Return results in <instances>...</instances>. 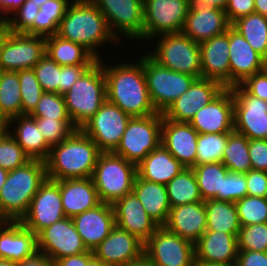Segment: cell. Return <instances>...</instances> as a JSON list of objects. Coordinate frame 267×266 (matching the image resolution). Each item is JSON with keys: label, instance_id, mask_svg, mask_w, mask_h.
<instances>
[{"label": "cell", "instance_id": "obj_1", "mask_svg": "<svg viewBox=\"0 0 267 266\" xmlns=\"http://www.w3.org/2000/svg\"><path fill=\"white\" fill-rule=\"evenodd\" d=\"M121 62L105 66L107 100L131 117H144L156 112L153 107L143 70V57L138 62Z\"/></svg>", "mask_w": 267, "mask_h": 266}, {"label": "cell", "instance_id": "obj_2", "mask_svg": "<svg viewBox=\"0 0 267 266\" xmlns=\"http://www.w3.org/2000/svg\"><path fill=\"white\" fill-rule=\"evenodd\" d=\"M100 153L94 141L78 129L51 146L45 160L47 178L57 181L92 177Z\"/></svg>", "mask_w": 267, "mask_h": 266}, {"label": "cell", "instance_id": "obj_3", "mask_svg": "<svg viewBox=\"0 0 267 266\" xmlns=\"http://www.w3.org/2000/svg\"><path fill=\"white\" fill-rule=\"evenodd\" d=\"M57 35L80 44L98 60L99 46L118 41L110 32L105 16L91 0H73L60 21Z\"/></svg>", "mask_w": 267, "mask_h": 266}, {"label": "cell", "instance_id": "obj_4", "mask_svg": "<svg viewBox=\"0 0 267 266\" xmlns=\"http://www.w3.org/2000/svg\"><path fill=\"white\" fill-rule=\"evenodd\" d=\"M45 161L31 159L12 171L0 190V211L9 221H20L31 200L46 180Z\"/></svg>", "mask_w": 267, "mask_h": 266}, {"label": "cell", "instance_id": "obj_5", "mask_svg": "<svg viewBox=\"0 0 267 266\" xmlns=\"http://www.w3.org/2000/svg\"><path fill=\"white\" fill-rule=\"evenodd\" d=\"M102 58L89 67L64 94L67 112L80 129L107 100Z\"/></svg>", "mask_w": 267, "mask_h": 266}, {"label": "cell", "instance_id": "obj_6", "mask_svg": "<svg viewBox=\"0 0 267 266\" xmlns=\"http://www.w3.org/2000/svg\"><path fill=\"white\" fill-rule=\"evenodd\" d=\"M137 165L113 152H101L92 175L99 199L113 205L133 190Z\"/></svg>", "mask_w": 267, "mask_h": 266}, {"label": "cell", "instance_id": "obj_7", "mask_svg": "<svg viewBox=\"0 0 267 266\" xmlns=\"http://www.w3.org/2000/svg\"><path fill=\"white\" fill-rule=\"evenodd\" d=\"M148 55L165 68L202 78L199 43L182 32L159 35L156 48Z\"/></svg>", "mask_w": 267, "mask_h": 266}, {"label": "cell", "instance_id": "obj_8", "mask_svg": "<svg viewBox=\"0 0 267 266\" xmlns=\"http://www.w3.org/2000/svg\"><path fill=\"white\" fill-rule=\"evenodd\" d=\"M162 123L163 114L158 112L150 116L131 117L113 153L138 165L161 144Z\"/></svg>", "mask_w": 267, "mask_h": 266}, {"label": "cell", "instance_id": "obj_9", "mask_svg": "<svg viewBox=\"0 0 267 266\" xmlns=\"http://www.w3.org/2000/svg\"><path fill=\"white\" fill-rule=\"evenodd\" d=\"M143 70L151 103L162 114L196 79L159 65L148 54L143 55Z\"/></svg>", "mask_w": 267, "mask_h": 266}, {"label": "cell", "instance_id": "obj_10", "mask_svg": "<svg viewBox=\"0 0 267 266\" xmlns=\"http://www.w3.org/2000/svg\"><path fill=\"white\" fill-rule=\"evenodd\" d=\"M144 257L153 266H193L194 243L159 226L144 244Z\"/></svg>", "mask_w": 267, "mask_h": 266}, {"label": "cell", "instance_id": "obj_11", "mask_svg": "<svg viewBox=\"0 0 267 266\" xmlns=\"http://www.w3.org/2000/svg\"><path fill=\"white\" fill-rule=\"evenodd\" d=\"M192 0H144L143 39L181 33Z\"/></svg>", "mask_w": 267, "mask_h": 266}, {"label": "cell", "instance_id": "obj_12", "mask_svg": "<svg viewBox=\"0 0 267 266\" xmlns=\"http://www.w3.org/2000/svg\"><path fill=\"white\" fill-rule=\"evenodd\" d=\"M105 16L110 32L132 40L143 39L144 0H91ZM121 33V34H119Z\"/></svg>", "mask_w": 267, "mask_h": 266}, {"label": "cell", "instance_id": "obj_13", "mask_svg": "<svg viewBox=\"0 0 267 266\" xmlns=\"http://www.w3.org/2000/svg\"><path fill=\"white\" fill-rule=\"evenodd\" d=\"M130 118L117 105L106 100L80 130L94 141L101 152H113Z\"/></svg>", "mask_w": 267, "mask_h": 266}, {"label": "cell", "instance_id": "obj_14", "mask_svg": "<svg viewBox=\"0 0 267 266\" xmlns=\"http://www.w3.org/2000/svg\"><path fill=\"white\" fill-rule=\"evenodd\" d=\"M45 56V37L6 30L0 41V66L5 71L32 69Z\"/></svg>", "mask_w": 267, "mask_h": 266}, {"label": "cell", "instance_id": "obj_15", "mask_svg": "<svg viewBox=\"0 0 267 266\" xmlns=\"http://www.w3.org/2000/svg\"><path fill=\"white\" fill-rule=\"evenodd\" d=\"M65 217L59 180L46 178L32 198L27 213L19 222L37 235L45 227Z\"/></svg>", "mask_w": 267, "mask_h": 266}, {"label": "cell", "instance_id": "obj_16", "mask_svg": "<svg viewBox=\"0 0 267 266\" xmlns=\"http://www.w3.org/2000/svg\"><path fill=\"white\" fill-rule=\"evenodd\" d=\"M234 131L248 139H267V101L250 95L241 85L231 87Z\"/></svg>", "mask_w": 267, "mask_h": 266}, {"label": "cell", "instance_id": "obj_17", "mask_svg": "<svg viewBox=\"0 0 267 266\" xmlns=\"http://www.w3.org/2000/svg\"><path fill=\"white\" fill-rule=\"evenodd\" d=\"M37 250L46 254L53 262L89 251L69 217L45 227L37 234Z\"/></svg>", "mask_w": 267, "mask_h": 266}, {"label": "cell", "instance_id": "obj_18", "mask_svg": "<svg viewBox=\"0 0 267 266\" xmlns=\"http://www.w3.org/2000/svg\"><path fill=\"white\" fill-rule=\"evenodd\" d=\"M225 88L207 78H197L179 98L163 113L166 119L177 122H190L203 106L209 104Z\"/></svg>", "mask_w": 267, "mask_h": 266}, {"label": "cell", "instance_id": "obj_19", "mask_svg": "<svg viewBox=\"0 0 267 266\" xmlns=\"http://www.w3.org/2000/svg\"><path fill=\"white\" fill-rule=\"evenodd\" d=\"M144 244L135 235L115 225L93 253L109 266H124L144 257Z\"/></svg>", "mask_w": 267, "mask_h": 266}, {"label": "cell", "instance_id": "obj_20", "mask_svg": "<svg viewBox=\"0 0 267 266\" xmlns=\"http://www.w3.org/2000/svg\"><path fill=\"white\" fill-rule=\"evenodd\" d=\"M234 101L231 88H225L209 104L197 111L189 122L199 133H231L234 131Z\"/></svg>", "mask_w": 267, "mask_h": 266}, {"label": "cell", "instance_id": "obj_21", "mask_svg": "<svg viewBox=\"0 0 267 266\" xmlns=\"http://www.w3.org/2000/svg\"><path fill=\"white\" fill-rule=\"evenodd\" d=\"M230 26L225 10L202 6L192 0L182 33L200 43L225 33Z\"/></svg>", "mask_w": 267, "mask_h": 266}, {"label": "cell", "instance_id": "obj_22", "mask_svg": "<svg viewBox=\"0 0 267 266\" xmlns=\"http://www.w3.org/2000/svg\"><path fill=\"white\" fill-rule=\"evenodd\" d=\"M238 234L206 231L194 244L195 260L207 265L232 266L237 262Z\"/></svg>", "mask_w": 267, "mask_h": 266}, {"label": "cell", "instance_id": "obj_23", "mask_svg": "<svg viewBox=\"0 0 267 266\" xmlns=\"http://www.w3.org/2000/svg\"><path fill=\"white\" fill-rule=\"evenodd\" d=\"M201 51V74L230 88L229 28L221 35L199 43Z\"/></svg>", "mask_w": 267, "mask_h": 266}, {"label": "cell", "instance_id": "obj_24", "mask_svg": "<svg viewBox=\"0 0 267 266\" xmlns=\"http://www.w3.org/2000/svg\"><path fill=\"white\" fill-rule=\"evenodd\" d=\"M198 134L189 122L163 116L161 144L186 168L195 166Z\"/></svg>", "mask_w": 267, "mask_h": 266}, {"label": "cell", "instance_id": "obj_25", "mask_svg": "<svg viewBox=\"0 0 267 266\" xmlns=\"http://www.w3.org/2000/svg\"><path fill=\"white\" fill-rule=\"evenodd\" d=\"M76 231L88 250L93 251L115 226V213L111 204L101 202L96 207L72 217Z\"/></svg>", "mask_w": 267, "mask_h": 266}, {"label": "cell", "instance_id": "obj_26", "mask_svg": "<svg viewBox=\"0 0 267 266\" xmlns=\"http://www.w3.org/2000/svg\"><path fill=\"white\" fill-rule=\"evenodd\" d=\"M115 225L138 237L144 243L159 225L147 214L137 196L131 192L113 205Z\"/></svg>", "mask_w": 267, "mask_h": 266}, {"label": "cell", "instance_id": "obj_27", "mask_svg": "<svg viewBox=\"0 0 267 266\" xmlns=\"http://www.w3.org/2000/svg\"><path fill=\"white\" fill-rule=\"evenodd\" d=\"M230 88L263 71L262 56L232 26L229 27Z\"/></svg>", "mask_w": 267, "mask_h": 266}, {"label": "cell", "instance_id": "obj_28", "mask_svg": "<svg viewBox=\"0 0 267 266\" xmlns=\"http://www.w3.org/2000/svg\"><path fill=\"white\" fill-rule=\"evenodd\" d=\"M163 226L195 244L206 232L205 201L171 207Z\"/></svg>", "mask_w": 267, "mask_h": 266}, {"label": "cell", "instance_id": "obj_29", "mask_svg": "<svg viewBox=\"0 0 267 266\" xmlns=\"http://www.w3.org/2000/svg\"><path fill=\"white\" fill-rule=\"evenodd\" d=\"M59 188L66 217L72 218L101 203L92 177L59 180Z\"/></svg>", "mask_w": 267, "mask_h": 266}, {"label": "cell", "instance_id": "obj_30", "mask_svg": "<svg viewBox=\"0 0 267 266\" xmlns=\"http://www.w3.org/2000/svg\"><path fill=\"white\" fill-rule=\"evenodd\" d=\"M37 251V235L19 221H8L0 229V258L17 263Z\"/></svg>", "mask_w": 267, "mask_h": 266}, {"label": "cell", "instance_id": "obj_31", "mask_svg": "<svg viewBox=\"0 0 267 266\" xmlns=\"http://www.w3.org/2000/svg\"><path fill=\"white\" fill-rule=\"evenodd\" d=\"M185 168L160 144L137 165V175L146 181L166 185Z\"/></svg>", "mask_w": 267, "mask_h": 266}, {"label": "cell", "instance_id": "obj_32", "mask_svg": "<svg viewBox=\"0 0 267 266\" xmlns=\"http://www.w3.org/2000/svg\"><path fill=\"white\" fill-rule=\"evenodd\" d=\"M9 128L15 127L10 135L18 142L30 159L45 161L51 146L38 130L36 121L30 115H19L8 120ZM11 124V125H10ZM15 124V126H14ZM17 124V125H16ZM13 133V134H12Z\"/></svg>", "mask_w": 267, "mask_h": 266}, {"label": "cell", "instance_id": "obj_33", "mask_svg": "<svg viewBox=\"0 0 267 266\" xmlns=\"http://www.w3.org/2000/svg\"><path fill=\"white\" fill-rule=\"evenodd\" d=\"M132 192L137 196L147 214L159 225L163 226L171 209L166 185L135 178Z\"/></svg>", "mask_w": 267, "mask_h": 266}, {"label": "cell", "instance_id": "obj_34", "mask_svg": "<svg viewBox=\"0 0 267 266\" xmlns=\"http://www.w3.org/2000/svg\"><path fill=\"white\" fill-rule=\"evenodd\" d=\"M45 54L60 66L93 65L98 61L84 46L57 34L45 37Z\"/></svg>", "mask_w": 267, "mask_h": 266}, {"label": "cell", "instance_id": "obj_35", "mask_svg": "<svg viewBox=\"0 0 267 266\" xmlns=\"http://www.w3.org/2000/svg\"><path fill=\"white\" fill-rule=\"evenodd\" d=\"M206 231L238 234L241 228L235 202L205 201Z\"/></svg>", "mask_w": 267, "mask_h": 266}, {"label": "cell", "instance_id": "obj_36", "mask_svg": "<svg viewBox=\"0 0 267 266\" xmlns=\"http://www.w3.org/2000/svg\"><path fill=\"white\" fill-rule=\"evenodd\" d=\"M70 4L69 0H49L40 6L33 25L24 33L48 37L57 34L60 21Z\"/></svg>", "mask_w": 267, "mask_h": 266}, {"label": "cell", "instance_id": "obj_37", "mask_svg": "<svg viewBox=\"0 0 267 266\" xmlns=\"http://www.w3.org/2000/svg\"><path fill=\"white\" fill-rule=\"evenodd\" d=\"M171 207L203 201L192 168L183 169L166 184Z\"/></svg>", "mask_w": 267, "mask_h": 266}, {"label": "cell", "instance_id": "obj_38", "mask_svg": "<svg viewBox=\"0 0 267 266\" xmlns=\"http://www.w3.org/2000/svg\"><path fill=\"white\" fill-rule=\"evenodd\" d=\"M203 201L218 200V193H222L223 179L228 169L222 162H213L192 167Z\"/></svg>", "mask_w": 267, "mask_h": 266}, {"label": "cell", "instance_id": "obj_39", "mask_svg": "<svg viewBox=\"0 0 267 266\" xmlns=\"http://www.w3.org/2000/svg\"><path fill=\"white\" fill-rule=\"evenodd\" d=\"M231 26L246 39L253 50L263 55L267 48V16L252 13L238 18Z\"/></svg>", "mask_w": 267, "mask_h": 266}, {"label": "cell", "instance_id": "obj_40", "mask_svg": "<svg viewBox=\"0 0 267 266\" xmlns=\"http://www.w3.org/2000/svg\"><path fill=\"white\" fill-rule=\"evenodd\" d=\"M22 115L20 81L17 71H5L0 80V118L9 120Z\"/></svg>", "mask_w": 267, "mask_h": 266}, {"label": "cell", "instance_id": "obj_41", "mask_svg": "<svg viewBox=\"0 0 267 266\" xmlns=\"http://www.w3.org/2000/svg\"><path fill=\"white\" fill-rule=\"evenodd\" d=\"M248 147L249 139L245 135L232 131L224 148L222 164L229 171L246 174L252 170Z\"/></svg>", "mask_w": 267, "mask_h": 266}, {"label": "cell", "instance_id": "obj_42", "mask_svg": "<svg viewBox=\"0 0 267 266\" xmlns=\"http://www.w3.org/2000/svg\"><path fill=\"white\" fill-rule=\"evenodd\" d=\"M230 133L198 134L195 165L222 162Z\"/></svg>", "mask_w": 267, "mask_h": 266}, {"label": "cell", "instance_id": "obj_43", "mask_svg": "<svg viewBox=\"0 0 267 266\" xmlns=\"http://www.w3.org/2000/svg\"><path fill=\"white\" fill-rule=\"evenodd\" d=\"M235 204L241 226L267 223V197L247 195Z\"/></svg>", "mask_w": 267, "mask_h": 266}, {"label": "cell", "instance_id": "obj_44", "mask_svg": "<svg viewBox=\"0 0 267 266\" xmlns=\"http://www.w3.org/2000/svg\"><path fill=\"white\" fill-rule=\"evenodd\" d=\"M20 93L22 99V115H30L44 93L33 69L18 70Z\"/></svg>", "mask_w": 267, "mask_h": 266}, {"label": "cell", "instance_id": "obj_45", "mask_svg": "<svg viewBox=\"0 0 267 266\" xmlns=\"http://www.w3.org/2000/svg\"><path fill=\"white\" fill-rule=\"evenodd\" d=\"M30 116L44 119L71 120L67 112L64 95L51 92H44L41 95Z\"/></svg>", "mask_w": 267, "mask_h": 266}, {"label": "cell", "instance_id": "obj_46", "mask_svg": "<svg viewBox=\"0 0 267 266\" xmlns=\"http://www.w3.org/2000/svg\"><path fill=\"white\" fill-rule=\"evenodd\" d=\"M237 242L238 251L267 252V223L241 226Z\"/></svg>", "mask_w": 267, "mask_h": 266}, {"label": "cell", "instance_id": "obj_47", "mask_svg": "<svg viewBox=\"0 0 267 266\" xmlns=\"http://www.w3.org/2000/svg\"><path fill=\"white\" fill-rule=\"evenodd\" d=\"M38 126V130L44 136L50 146L59 144L68 138L74 131L78 130L72 120L44 119L33 117Z\"/></svg>", "mask_w": 267, "mask_h": 266}, {"label": "cell", "instance_id": "obj_48", "mask_svg": "<svg viewBox=\"0 0 267 266\" xmlns=\"http://www.w3.org/2000/svg\"><path fill=\"white\" fill-rule=\"evenodd\" d=\"M30 160L29 156L10 133L0 142V168L12 171Z\"/></svg>", "mask_w": 267, "mask_h": 266}, {"label": "cell", "instance_id": "obj_49", "mask_svg": "<svg viewBox=\"0 0 267 266\" xmlns=\"http://www.w3.org/2000/svg\"><path fill=\"white\" fill-rule=\"evenodd\" d=\"M32 69L44 92L60 94V65L45 54Z\"/></svg>", "mask_w": 267, "mask_h": 266}, {"label": "cell", "instance_id": "obj_50", "mask_svg": "<svg viewBox=\"0 0 267 266\" xmlns=\"http://www.w3.org/2000/svg\"><path fill=\"white\" fill-rule=\"evenodd\" d=\"M40 7L31 0H26L20 8L5 21L6 29L13 33H25L39 13Z\"/></svg>", "mask_w": 267, "mask_h": 266}, {"label": "cell", "instance_id": "obj_51", "mask_svg": "<svg viewBox=\"0 0 267 266\" xmlns=\"http://www.w3.org/2000/svg\"><path fill=\"white\" fill-rule=\"evenodd\" d=\"M247 196L246 174L228 171L218 201L236 202Z\"/></svg>", "mask_w": 267, "mask_h": 266}, {"label": "cell", "instance_id": "obj_52", "mask_svg": "<svg viewBox=\"0 0 267 266\" xmlns=\"http://www.w3.org/2000/svg\"><path fill=\"white\" fill-rule=\"evenodd\" d=\"M252 170L267 171V139H249Z\"/></svg>", "mask_w": 267, "mask_h": 266}, {"label": "cell", "instance_id": "obj_53", "mask_svg": "<svg viewBox=\"0 0 267 266\" xmlns=\"http://www.w3.org/2000/svg\"><path fill=\"white\" fill-rule=\"evenodd\" d=\"M246 184L248 196L267 197V171L249 170Z\"/></svg>", "mask_w": 267, "mask_h": 266}, {"label": "cell", "instance_id": "obj_54", "mask_svg": "<svg viewBox=\"0 0 267 266\" xmlns=\"http://www.w3.org/2000/svg\"><path fill=\"white\" fill-rule=\"evenodd\" d=\"M92 65H66L60 66V95L69 91L72 85Z\"/></svg>", "mask_w": 267, "mask_h": 266}, {"label": "cell", "instance_id": "obj_55", "mask_svg": "<svg viewBox=\"0 0 267 266\" xmlns=\"http://www.w3.org/2000/svg\"><path fill=\"white\" fill-rule=\"evenodd\" d=\"M250 95L267 101V72L261 71L240 84Z\"/></svg>", "mask_w": 267, "mask_h": 266}, {"label": "cell", "instance_id": "obj_56", "mask_svg": "<svg viewBox=\"0 0 267 266\" xmlns=\"http://www.w3.org/2000/svg\"><path fill=\"white\" fill-rule=\"evenodd\" d=\"M227 20L230 24L238 18L255 13L254 0H229L225 8Z\"/></svg>", "mask_w": 267, "mask_h": 266}, {"label": "cell", "instance_id": "obj_57", "mask_svg": "<svg viewBox=\"0 0 267 266\" xmlns=\"http://www.w3.org/2000/svg\"><path fill=\"white\" fill-rule=\"evenodd\" d=\"M237 266H267V252L238 251Z\"/></svg>", "mask_w": 267, "mask_h": 266}, {"label": "cell", "instance_id": "obj_58", "mask_svg": "<svg viewBox=\"0 0 267 266\" xmlns=\"http://www.w3.org/2000/svg\"><path fill=\"white\" fill-rule=\"evenodd\" d=\"M94 255L93 251L89 250L87 252L66 256L54 261V266H86L88 260Z\"/></svg>", "mask_w": 267, "mask_h": 266}, {"label": "cell", "instance_id": "obj_59", "mask_svg": "<svg viewBox=\"0 0 267 266\" xmlns=\"http://www.w3.org/2000/svg\"><path fill=\"white\" fill-rule=\"evenodd\" d=\"M16 266H54V262L41 252H36L33 256L16 263Z\"/></svg>", "mask_w": 267, "mask_h": 266}, {"label": "cell", "instance_id": "obj_60", "mask_svg": "<svg viewBox=\"0 0 267 266\" xmlns=\"http://www.w3.org/2000/svg\"><path fill=\"white\" fill-rule=\"evenodd\" d=\"M25 1L26 0H0V12L2 13L0 15V21L5 22L9 18V15H12V11L13 13L16 12ZM4 14L9 15L8 17L5 15L4 17Z\"/></svg>", "mask_w": 267, "mask_h": 266}, {"label": "cell", "instance_id": "obj_61", "mask_svg": "<svg viewBox=\"0 0 267 266\" xmlns=\"http://www.w3.org/2000/svg\"><path fill=\"white\" fill-rule=\"evenodd\" d=\"M199 5L225 10L229 0H193Z\"/></svg>", "mask_w": 267, "mask_h": 266}, {"label": "cell", "instance_id": "obj_62", "mask_svg": "<svg viewBox=\"0 0 267 266\" xmlns=\"http://www.w3.org/2000/svg\"><path fill=\"white\" fill-rule=\"evenodd\" d=\"M255 13L267 16V0H254Z\"/></svg>", "mask_w": 267, "mask_h": 266}, {"label": "cell", "instance_id": "obj_63", "mask_svg": "<svg viewBox=\"0 0 267 266\" xmlns=\"http://www.w3.org/2000/svg\"><path fill=\"white\" fill-rule=\"evenodd\" d=\"M8 124L7 120H0V142L3 140V138L9 133L11 130Z\"/></svg>", "mask_w": 267, "mask_h": 266}, {"label": "cell", "instance_id": "obj_64", "mask_svg": "<svg viewBox=\"0 0 267 266\" xmlns=\"http://www.w3.org/2000/svg\"><path fill=\"white\" fill-rule=\"evenodd\" d=\"M86 266H109L105 264L102 260L93 255L89 260Z\"/></svg>", "mask_w": 267, "mask_h": 266}, {"label": "cell", "instance_id": "obj_65", "mask_svg": "<svg viewBox=\"0 0 267 266\" xmlns=\"http://www.w3.org/2000/svg\"><path fill=\"white\" fill-rule=\"evenodd\" d=\"M124 266H153L145 257L142 259L135 261L133 263H128Z\"/></svg>", "mask_w": 267, "mask_h": 266}, {"label": "cell", "instance_id": "obj_66", "mask_svg": "<svg viewBox=\"0 0 267 266\" xmlns=\"http://www.w3.org/2000/svg\"><path fill=\"white\" fill-rule=\"evenodd\" d=\"M8 176V171L0 168V190L3 187Z\"/></svg>", "mask_w": 267, "mask_h": 266}, {"label": "cell", "instance_id": "obj_67", "mask_svg": "<svg viewBox=\"0 0 267 266\" xmlns=\"http://www.w3.org/2000/svg\"><path fill=\"white\" fill-rule=\"evenodd\" d=\"M0 266H16V263L10 259L0 258Z\"/></svg>", "mask_w": 267, "mask_h": 266}, {"label": "cell", "instance_id": "obj_68", "mask_svg": "<svg viewBox=\"0 0 267 266\" xmlns=\"http://www.w3.org/2000/svg\"><path fill=\"white\" fill-rule=\"evenodd\" d=\"M262 69L264 72H267V48L262 55Z\"/></svg>", "mask_w": 267, "mask_h": 266}, {"label": "cell", "instance_id": "obj_69", "mask_svg": "<svg viewBox=\"0 0 267 266\" xmlns=\"http://www.w3.org/2000/svg\"><path fill=\"white\" fill-rule=\"evenodd\" d=\"M6 24H5V22H3V21H0V41H1V39H2V37H3V35H4V33L6 32Z\"/></svg>", "mask_w": 267, "mask_h": 266}, {"label": "cell", "instance_id": "obj_70", "mask_svg": "<svg viewBox=\"0 0 267 266\" xmlns=\"http://www.w3.org/2000/svg\"><path fill=\"white\" fill-rule=\"evenodd\" d=\"M9 220L1 213L0 211V229L8 222Z\"/></svg>", "mask_w": 267, "mask_h": 266}, {"label": "cell", "instance_id": "obj_71", "mask_svg": "<svg viewBox=\"0 0 267 266\" xmlns=\"http://www.w3.org/2000/svg\"><path fill=\"white\" fill-rule=\"evenodd\" d=\"M193 266H220V265H207V264H203L195 260L193 263Z\"/></svg>", "mask_w": 267, "mask_h": 266}, {"label": "cell", "instance_id": "obj_72", "mask_svg": "<svg viewBox=\"0 0 267 266\" xmlns=\"http://www.w3.org/2000/svg\"><path fill=\"white\" fill-rule=\"evenodd\" d=\"M33 1L36 5H38L39 7L44 4L46 1H49V0H31Z\"/></svg>", "mask_w": 267, "mask_h": 266}, {"label": "cell", "instance_id": "obj_73", "mask_svg": "<svg viewBox=\"0 0 267 266\" xmlns=\"http://www.w3.org/2000/svg\"><path fill=\"white\" fill-rule=\"evenodd\" d=\"M5 70L0 66V80L4 74Z\"/></svg>", "mask_w": 267, "mask_h": 266}]
</instances>
